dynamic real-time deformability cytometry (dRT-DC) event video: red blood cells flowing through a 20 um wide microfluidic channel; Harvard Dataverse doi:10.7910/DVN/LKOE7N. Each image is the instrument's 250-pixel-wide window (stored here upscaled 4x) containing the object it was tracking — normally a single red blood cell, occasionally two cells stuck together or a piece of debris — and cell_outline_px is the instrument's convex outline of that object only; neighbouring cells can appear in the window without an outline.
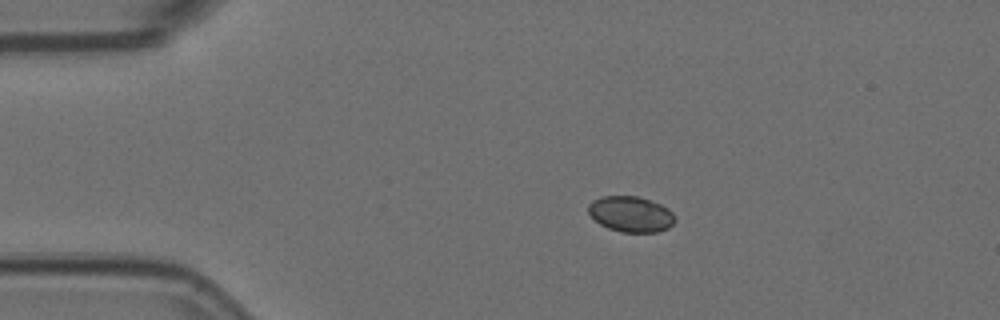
{"species": "Egyptian fruit bat (a non-hibernating species)", "species_latin": "Rousettus aegyptiacus", "temperature_condition": "room temperature", "stored_images_in_passage": 47, "camera_frame_rate_fps": 3000, "um_per_image_px": 0.085, "animal": {"sex": "female"}, "frame": {"image": 1, "passage_image": 1, "time_ms": 0.0, "image_size_px": [1000, 320], "cell_outline_px": [[672, 224], [668, 228], [656, 232], [620, 232], [608, 228], [600, 224], [588, 212], [588, 204], [592, 200], [604, 196], [636, 196], [660, 204], [668, 208], [672, 212]], "centroid_in_image_um": [53.58, 18.2], "position_along_channel_um": 31.4, "area_um2": 17.74}}
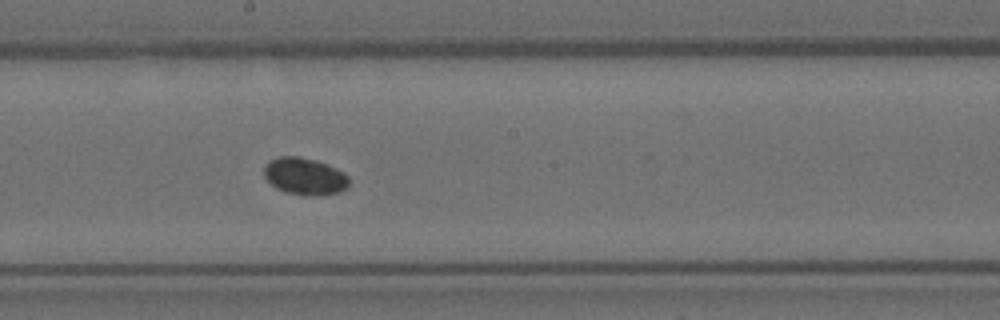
{"frame": {"image": 2, "passage_image": 21, "time_ms": 6.667, "image_size_px": [1000, 320], "cell_outline_px": [[348, 188], [340, 192], [320, 196], [308, 196], [284, 192], [276, 188], [264, 176], [264, 164], [268, 160], [280, 156], [300, 156], [316, 160], [328, 164], [344, 172], [348, 176]], "centroid_in_image_um": [25.91, 14.98], "position_along_channel_um": 222.3, "area_um2": 18.73}}
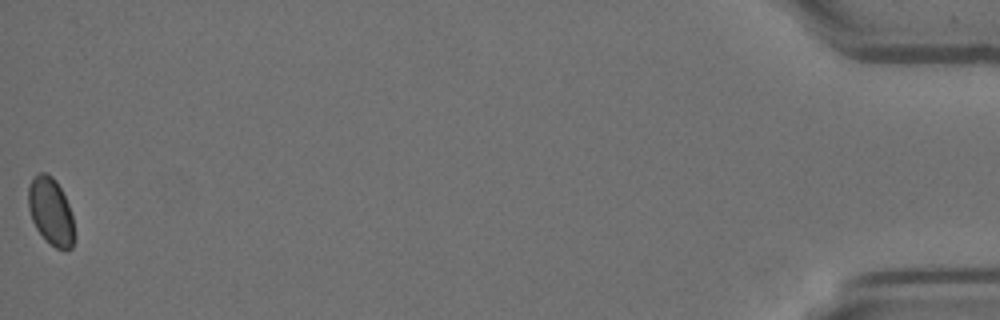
{"frame": {"image": 3, "passage_image": 47, "time_ms": 15.333, "image_size_px": [1000, 320], "cell_outline_px": [[72, 248], [64, 252], [56, 248], [36, 228], [32, 220], [28, 208], [28, 188], [32, 180], [40, 172], [44, 172], [52, 176], [56, 180], [68, 204], [72, 216]], "centroid_in_image_um": [4.3, 17.96], "position_along_channel_um": 430.9, "area_um2": 17.57}}